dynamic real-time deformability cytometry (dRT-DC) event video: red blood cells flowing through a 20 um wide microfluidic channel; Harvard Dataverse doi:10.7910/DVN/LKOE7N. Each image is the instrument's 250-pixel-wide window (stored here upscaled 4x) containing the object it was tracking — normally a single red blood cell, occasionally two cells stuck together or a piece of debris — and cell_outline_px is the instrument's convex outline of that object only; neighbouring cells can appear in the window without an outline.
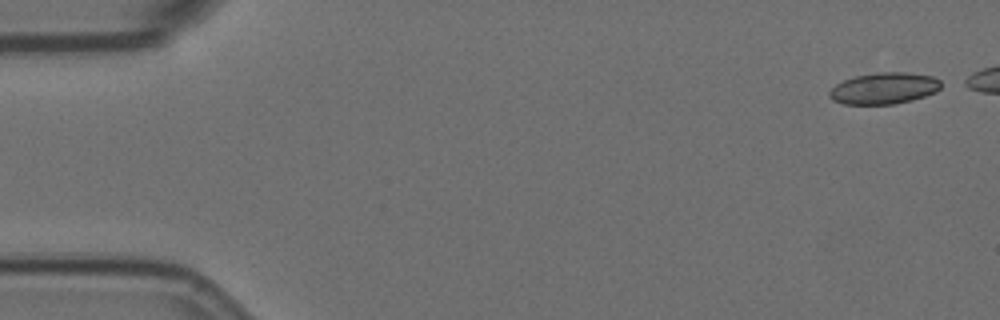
{"species": "Egyptian fruit bat (a non-hibernating species)", "species_latin": "Rousettus aegyptiacus", "temperature_condition": "room temperature", "stored_images_in_passage": 9, "segment_of_instrument_passage": [1, 2], "camera_frame_rate_fps": 3000, "um_per_image_px": 0.085, "animal": {"sex": "female"}, "frame": {"image": 1, "passage_image": 1, "time_ms": 0.0, "image_size_px": [1000, 320], "cell_outline_px": [[940, 88], [936, 92], [912, 100], [892, 104], [844, 104], [832, 100], [828, 96], [828, 92], [836, 84], [844, 80], [856, 76], [876, 72], [908, 72], [932, 76], [940, 80]], "centroid_in_image_um": [75.13, 7.5], "position_along_channel_um": 9.9, "area_um2": 20.46}}
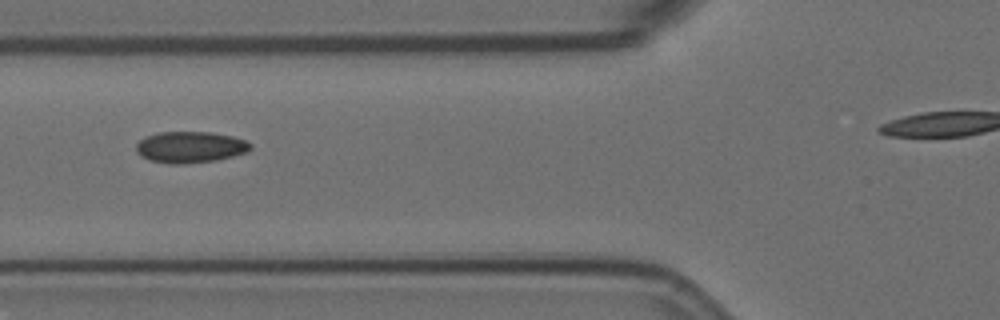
{"frame": {"image": 2, "passage_image": 6, "time_ms": 6.333, "image_size_px": [1000, 320], "cell_outline_px": [[252, 148], [248, 152], [216, 160], [184, 164], [172, 164], [148, 160], [140, 156], [136, 152], [136, 144], [144, 136], [156, 132], [212, 132], [232, 136], [244, 140], [252, 144]], "centroid_in_image_um": [16.14, 12.5], "position_along_channel_um": 109.7, "area_um2": 21.1}}
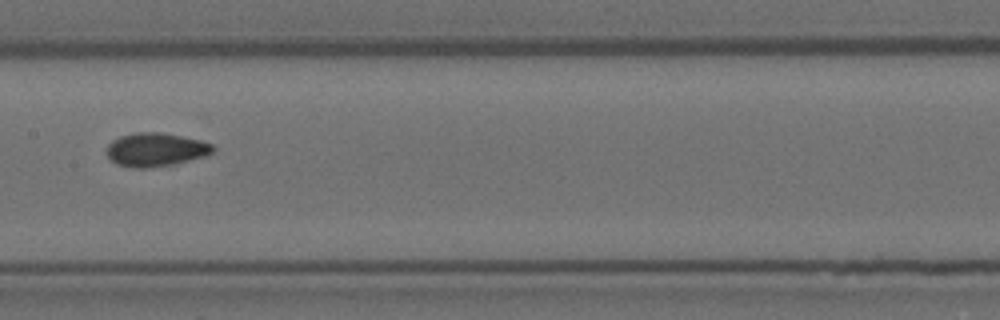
{"frame": {"image": 3, "passage_image": 8, "time_ms": 8.667, "image_size_px": [1000, 320], "cell_outline_px": [[216, 148], [212, 152], [204, 156], [172, 164], [144, 168], [132, 168], [116, 164], [104, 152], [108, 144], [112, 140], [120, 136], [136, 132], [160, 132], [200, 140], [212, 144]], "centroid_in_image_um": [13.18, 12.71], "position_along_channel_um": 194.2, "area_um2": 20.69}}